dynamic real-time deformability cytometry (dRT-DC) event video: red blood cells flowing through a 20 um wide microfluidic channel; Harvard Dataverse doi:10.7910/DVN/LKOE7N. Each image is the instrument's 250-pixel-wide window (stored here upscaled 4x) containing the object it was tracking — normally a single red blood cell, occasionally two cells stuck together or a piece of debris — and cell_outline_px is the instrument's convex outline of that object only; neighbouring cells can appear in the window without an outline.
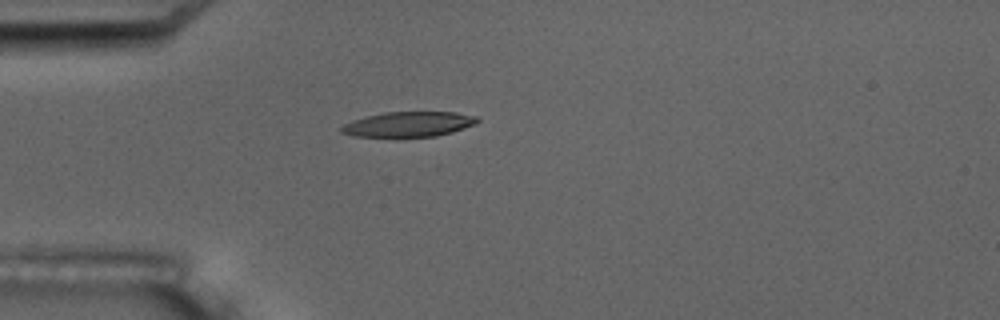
{"species": "common noctule bat (a hibernating species)", "species_latin": "Nyctalus noctula", "temperature_condition": "room temperature", "stored_images_in_passage": 2, "camera_frame_rate_fps": 3000, "um_per_image_px": 0.085, "animal": {"sex": "male", "body_mass_g": 17.5, "forearm_length_mm": 52.3}, "frame": {"image": 1, "passage_image": 1, "time_ms": 0.0, "image_size_px": [1000, 320], "cell_outline_px": [[480, 120], [476, 124], [452, 132], [436, 136], [352, 136], [340, 132], [340, 128], [344, 124], [352, 120], [384, 112], [456, 112], [480, 116]], "centroid_in_image_um": [34.78, 10.55], "position_along_channel_um": 50.2, "area_um2": 19.83}}